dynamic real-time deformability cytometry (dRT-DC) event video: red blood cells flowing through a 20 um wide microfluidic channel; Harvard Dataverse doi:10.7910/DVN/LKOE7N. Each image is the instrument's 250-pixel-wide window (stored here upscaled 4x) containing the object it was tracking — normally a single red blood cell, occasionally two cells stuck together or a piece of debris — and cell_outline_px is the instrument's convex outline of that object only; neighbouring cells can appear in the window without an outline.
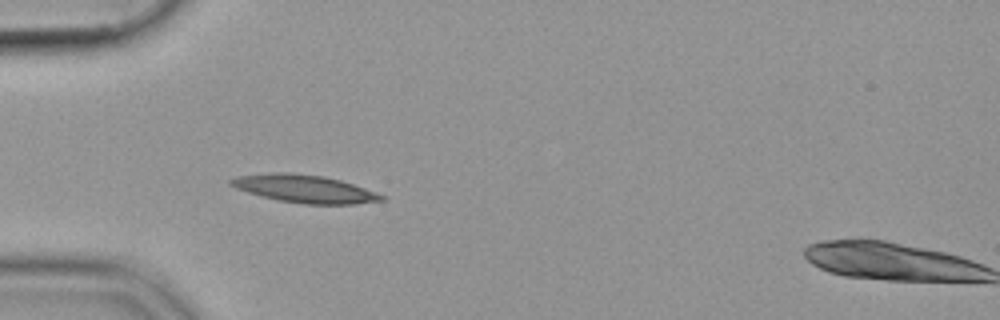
{"species": "common noctule bat (a hibernating species)", "species_latin": "Nyctalus noctula", "temperature_condition": "cold", "stored_images_in_passage": 19, "camera_frame_rate_fps": 3000, "um_per_image_px": 0.085, "animal": {"sex": "female", "body_mass_g": 19.9}, "frame": {"image": 1, "passage_image": 1, "time_ms": 0.0, "image_size_px": [1000, 320], "cell_outline_px": [[388, 200], [356, 204], [304, 204], [276, 200], [260, 196], [236, 188], [228, 184], [228, 180], [236, 176], [276, 172], [288, 172], [324, 176], [340, 180], [388, 196]], "centroid_in_image_um": [25.91, 16.05], "position_along_channel_um": 59.1, "area_um2": 24.62}}
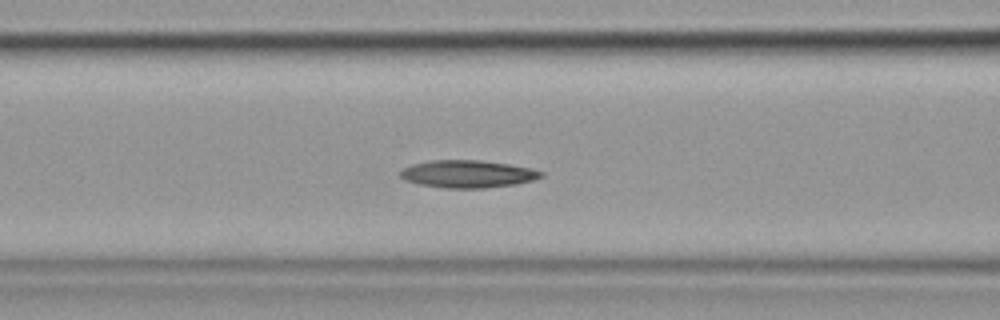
{"frame": {"image": 2, "passage_image": 7, "time_ms": 2.0, "image_size_px": [1000, 320], "cell_outline_px": [[544, 176], [532, 180], [516, 184], [484, 188], [444, 188], [420, 184], [404, 180], [400, 176], [400, 172], [404, 168], [412, 164], [432, 160], [480, 160], [508, 164], [528, 168], [544, 172]], "centroid_in_image_um": [39.74, 14.79], "position_along_channel_um": 126.9, "area_um2": 22.43}}
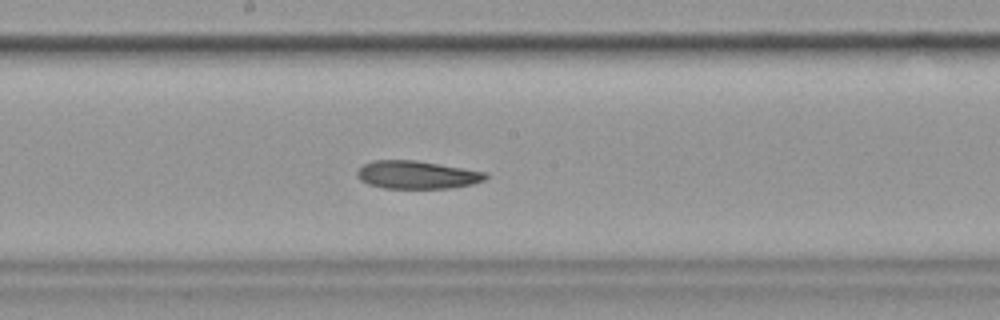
{"frame": {"image": 3, "passage_image": 14, "time_ms": 4.333, "image_size_px": [1000, 320], "cell_outline_px": [[488, 176], [484, 180], [472, 184], [452, 188], [384, 188], [368, 184], [360, 180], [356, 176], [356, 172], [364, 164], [372, 160], [412, 160], [484, 172]], "centroid_in_image_um": [35.38, 14.87], "position_along_channel_um": 212.8, "area_um2": 20.63}}